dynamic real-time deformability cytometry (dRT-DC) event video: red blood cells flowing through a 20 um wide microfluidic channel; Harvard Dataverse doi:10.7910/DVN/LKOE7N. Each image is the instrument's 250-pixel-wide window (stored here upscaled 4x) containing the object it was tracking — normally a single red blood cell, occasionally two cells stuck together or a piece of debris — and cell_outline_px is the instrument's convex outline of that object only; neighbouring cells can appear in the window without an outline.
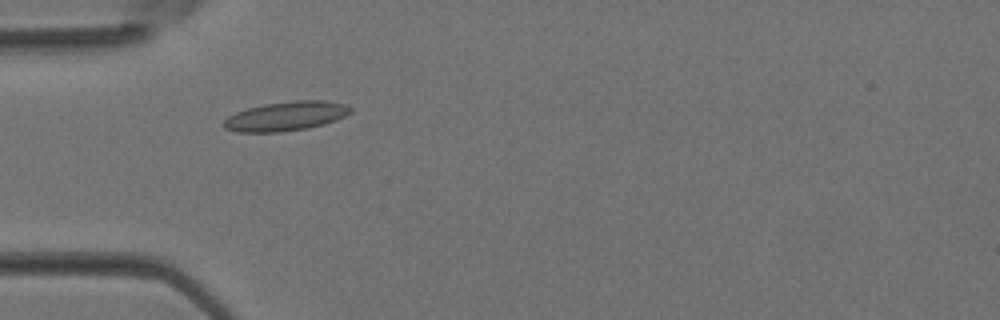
{"species": "Egyptian fruit bat (a non-hibernating species)", "species_latin": "Rousettus aegyptiacus", "temperature_condition": "room temperature", "stored_images_in_passage": 3, "camera_frame_rate_fps": 3000, "um_per_image_px": 0.085, "animal": {"sex": "female"}, "frame": {"image": 1, "passage_image": 3, "time_ms": 0.667, "image_size_px": [1000, 320], "cell_outline_px": [[352, 112], [336, 120], [324, 124], [308, 128], [280, 132], [236, 132], [224, 128], [224, 120], [228, 116], [236, 112], [248, 108], [264, 104], [296, 100], [320, 100], [344, 104], [352, 108]], "centroid_in_image_um": [24.3, 9.88], "position_along_channel_um": 60.7, "area_um2": 21.56}}